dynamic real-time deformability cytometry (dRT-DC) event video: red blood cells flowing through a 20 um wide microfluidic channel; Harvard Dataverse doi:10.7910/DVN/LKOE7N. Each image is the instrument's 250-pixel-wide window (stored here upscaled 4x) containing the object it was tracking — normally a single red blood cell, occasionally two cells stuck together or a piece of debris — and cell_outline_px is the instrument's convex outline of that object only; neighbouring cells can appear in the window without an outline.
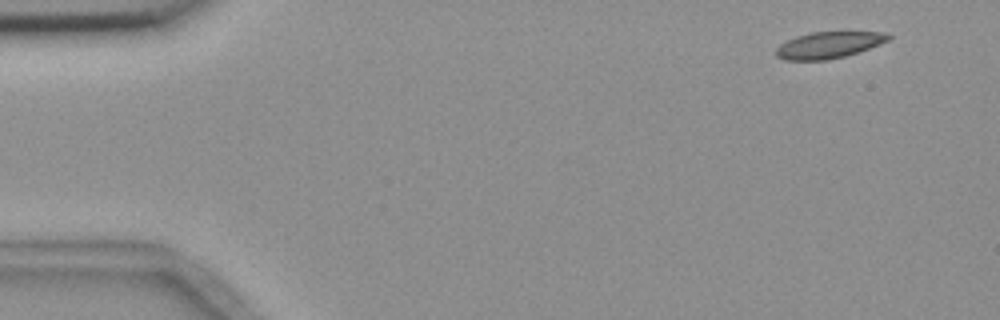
{"species": "common noctule bat (a hibernating species)", "species_latin": "Nyctalus noctula", "temperature_condition": "room temperature", "stored_images_in_passage": 6, "camera_frame_rate_fps": 3000, "um_per_image_px": 0.085, "animal": {"sex": "female", "body_mass_g": 18.4}, "frame": {"image": 1, "passage_image": 1, "time_ms": 0.0, "image_size_px": [1000, 320], "cell_outline_px": [[892, 36], [888, 40], [868, 48], [844, 56], [828, 60], [784, 60], [776, 56], [776, 48], [780, 44], [796, 36], [812, 32], [888, 32]], "centroid_in_image_um": [70.41, 3.82], "position_along_channel_um": 14.6, "area_um2": 17.17}}